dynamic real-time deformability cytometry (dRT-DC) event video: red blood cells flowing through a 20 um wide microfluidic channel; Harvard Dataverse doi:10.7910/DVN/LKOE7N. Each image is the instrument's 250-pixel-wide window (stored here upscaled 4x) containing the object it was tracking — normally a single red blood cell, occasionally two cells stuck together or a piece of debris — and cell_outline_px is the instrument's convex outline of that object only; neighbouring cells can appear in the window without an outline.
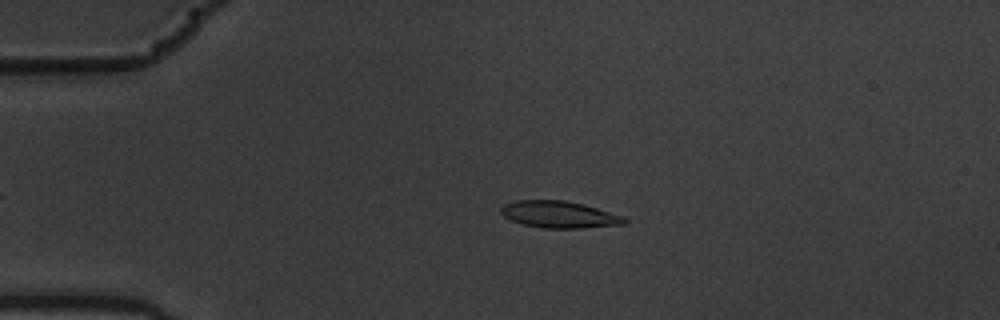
{"species": "common noctule bat (a hibernating species)", "species_latin": "Nyctalus noctula", "temperature_condition": "warm", "stored_images_in_passage": 9, "camera_frame_rate_fps": 3000, "um_per_image_px": 0.085, "animal": {"sex": "male", "body_mass_g": 19.5, "forearm_length_mm": 54.6}, "frame": {"image": 1, "passage_image": 2, "time_ms": 0.333, "image_size_px": [1000, 320], "cell_outline_px": [[628, 220], [624, 224], [580, 228], [544, 228], [524, 224], [512, 220], [504, 216], [500, 212], [500, 208], [504, 204], [516, 200], [564, 200], [584, 204], [624, 216]], "centroid_in_image_um": [47.54, 18.22], "position_along_channel_um": 37.5, "area_um2": 19.25}}
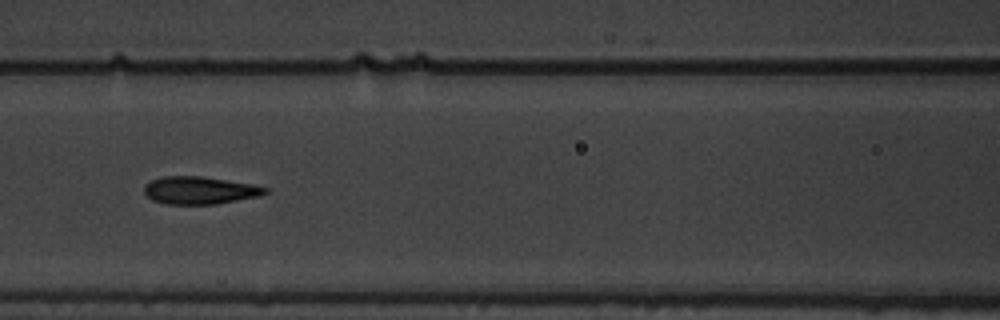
{"frame": {"image": 2, "passage_image": 6, "time_ms": 1.667, "image_size_px": [1000, 320], "cell_outline_px": [[268, 192], [260, 196], [216, 204], [168, 204], [152, 200], [144, 192], [144, 184], [152, 180], [164, 176], [200, 176], [252, 184], [268, 188]], "centroid_in_image_um": [16.97, 16.18], "position_along_channel_um": 149.6, "area_um2": 19.36}}
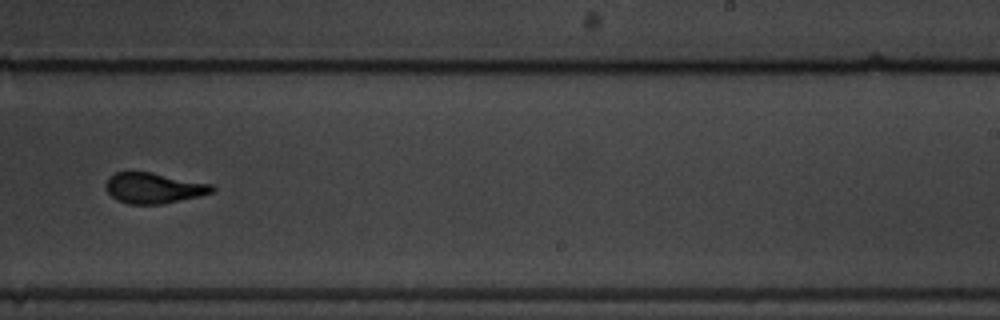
{"frame": {"image": 3, "passage_image": 9, "time_ms": 2.667, "image_size_px": [1000, 320], "cell_outline_px": [[216, 188], [212, 192], [200, 196], [164, 204], [128, 204], [116, 200], [108, 192], [104, 184], [108, 176], [116, 172], [152, 172], [212, 184]], "centroid_in_image_um": [13.05, 15.98], "position_along_channel_um": 275.9, "area_um2": 19.13}}